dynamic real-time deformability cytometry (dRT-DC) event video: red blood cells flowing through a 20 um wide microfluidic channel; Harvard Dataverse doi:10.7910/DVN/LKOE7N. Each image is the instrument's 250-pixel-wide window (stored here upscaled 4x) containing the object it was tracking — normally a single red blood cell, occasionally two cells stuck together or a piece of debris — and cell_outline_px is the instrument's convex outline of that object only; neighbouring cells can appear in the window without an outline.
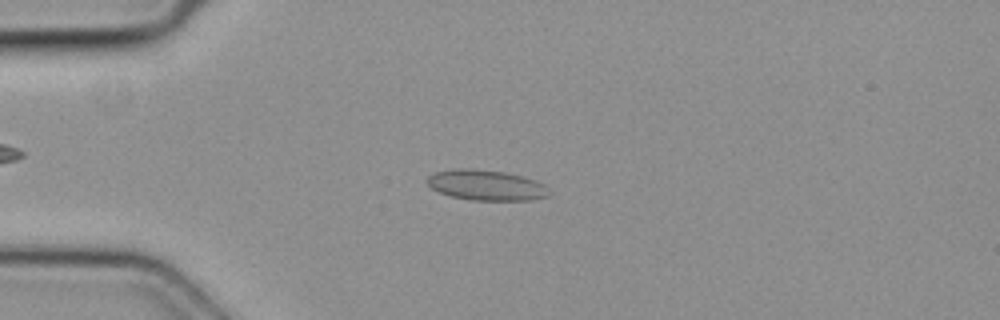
{"species": "common noctule bat (a hibernating species)", "species_latin": "Nyctalus noctula", "temperature_condition": "cold", "stored_images_in_passage": 5, "camera_frame_rate_fps": 3000, "um_per_image_px": 0.085, "animal": {"sex": "female", "body_mass_g": 19.3, "forearm_length_mm": 54.1}, "frame": {"image": 1, "passage_image": 2, "time_ms": 0.333, "image_size_px": [1000, 320], "cell_outline_px": [[552, 192], [548, 196], [532, 200], [472, 200], [448, 196], [432, 188], [424, 180], [428, 176], [436, 172], [460, 168], [472, 168], [504, 172], [536, 180], [544, 184]], "centroid_in_image_um": [41.34, 15.74], "position_along_channel_um": 43.7, "area_um2": 21.73}}
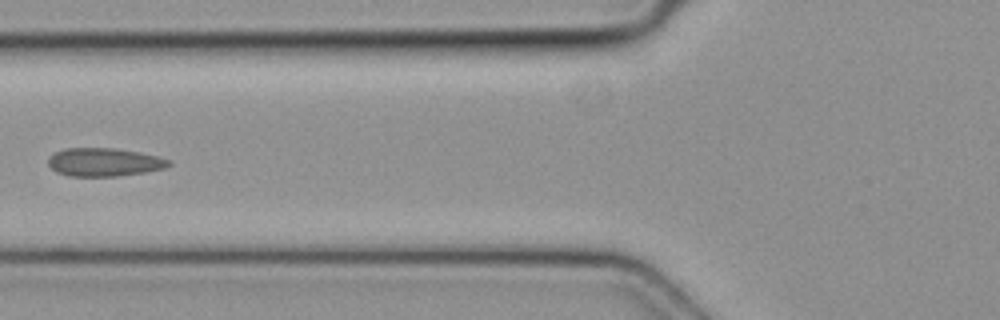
{"frame": {"image": 2, "passage_image": 4, "time_ms": 1.0, "image_size_px": [1000, 320], "cell_outline_px": [[172, 164], [164, 168], [144, 172], [116, 176], [68, 176], [56, 172], [48, 164], [48, 156], [64, 148], [116, 148], [140, 152], [172, 160]], "centroid_in_image_um": [8.85, 13.77], "position_along_channel_um": 117.0, "area_um2": 19.94}}
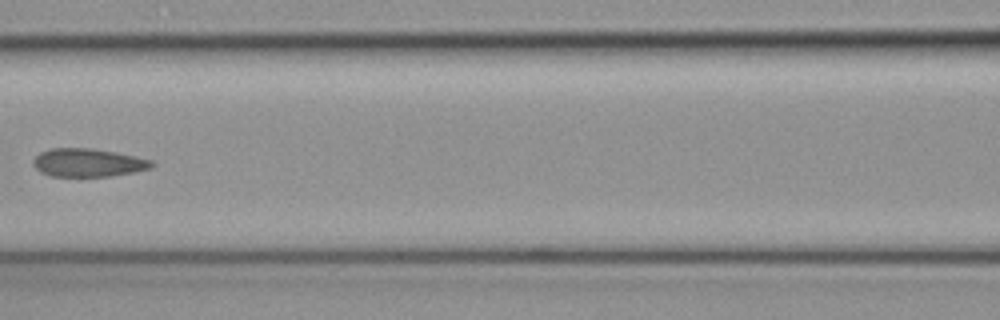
{"frame": {"image": 3, "passage_image": 5, "time_ms": 1.333, "image_size_px": [1000, 320], "cell_outline_px": [[156, 164], [152, 168], [136, 172], [112, 176], [48, 176], [40, 172], [32, 164], [32, 160], [40, 152], [52, 148], [88, 148], [116, 152], [136, 156], [152, 160]], "centroid_in_image_um": [7.51, 13.83], "position_along_channel_um": 159.1, "area_um2": 19.71}}